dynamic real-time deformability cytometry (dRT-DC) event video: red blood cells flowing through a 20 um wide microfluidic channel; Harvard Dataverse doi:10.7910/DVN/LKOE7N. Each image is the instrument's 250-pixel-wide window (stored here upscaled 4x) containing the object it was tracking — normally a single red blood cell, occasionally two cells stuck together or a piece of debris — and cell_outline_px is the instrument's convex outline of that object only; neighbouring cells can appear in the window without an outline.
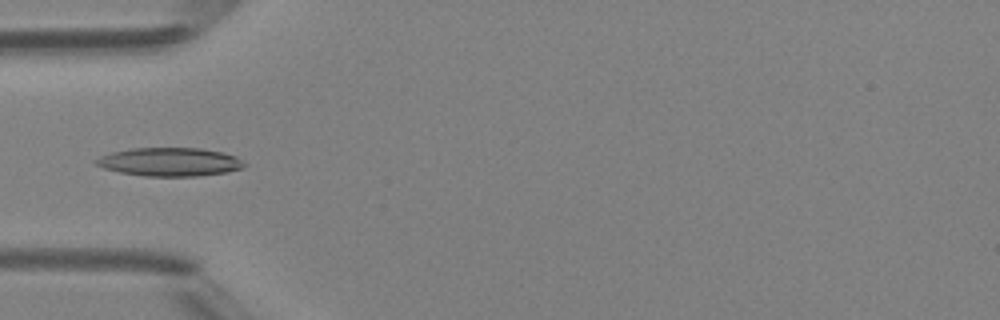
{"species": "Egyptian fruit bat (a non-hibernating species)", "species_latin": "Rousettus aegyptiacus", "temperature_condition": "room temperature", "stored_images_in_passage": 4, "camera_frame_rate_fps": 3000, "um_per_image_px": 0.085, "animal": {"sex": "female"}, "frame": {"image": 1, "passage_image": 4, "time_ms": 3.333, "image_size_px": [1000, 320], "cell_outline_px": [[248, 164], [244, 168], [228, 172], [196, 176], [144, 176], [120, 172], [104, 168], [96, 164], [92, 160], [100, 156], [112, 152], [132, 148], [200, 148], [224, 152], [236, 156]], "centroid_in_image_um": [14.47, 13.76], "position_along_channel_um": 70.5, "area_um2": 24.8}}